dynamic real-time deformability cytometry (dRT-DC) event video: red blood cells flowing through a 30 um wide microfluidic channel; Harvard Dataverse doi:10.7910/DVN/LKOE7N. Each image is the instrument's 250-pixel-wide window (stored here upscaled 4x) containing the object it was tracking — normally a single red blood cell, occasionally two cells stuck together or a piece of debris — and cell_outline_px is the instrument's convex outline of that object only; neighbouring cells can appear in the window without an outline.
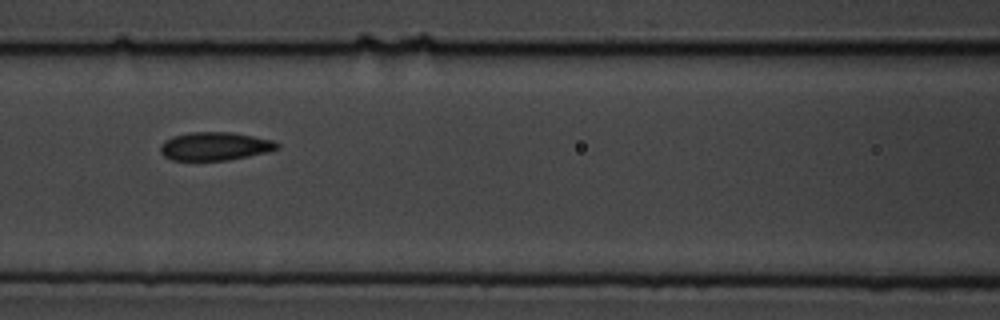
{"species": "common noctule bat (a hibernating species)", "species_latin": "Nyctalus noctula", "temperature_condition": "cold", "stored_images_in_passage": 10, "camera_frame_rate_fps": 3000, "um_per_image_px": 0.085, "animal": {"sex": "male", "body_mass_g": 19.5, "forearm_length_mm": 54.6}, "frame": {"image": 1, "passage_image": 9, "time_ms": 9.0, "image_size_px": [1000, 320], "cell_outline_px": [[280, 148], [248, 156], [228, 160], [172, 160], [164, 156], [160, 152], [160, 144], [164, 140], [172, 136], [192, 132], [232, 132], [272, 140], [280, 144]], "centroid_in_image_um": [18.23, 12.43], "position_along_channel_um": 148.4, "area_um2": 19.19}}
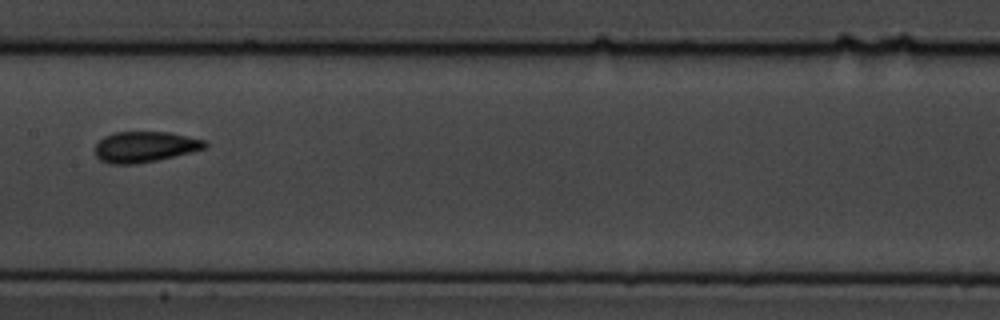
{"frame": {"image": 2, "passage_image": 10, "time_ms": 10.333, "image_size_px": [1000, 320], "cell_outline_px": [[208, 144], [204, 148], [156, 160], [136, 164], [108, 164], [100, 160], [96, 156], [92, 148], [104, 136], [116, 132], [168, 132], [204, 140]], "centroid_in_image_um": [12.22, 12.48], "position_along_channel_um": 195.2, "area_um2": 19.54}}